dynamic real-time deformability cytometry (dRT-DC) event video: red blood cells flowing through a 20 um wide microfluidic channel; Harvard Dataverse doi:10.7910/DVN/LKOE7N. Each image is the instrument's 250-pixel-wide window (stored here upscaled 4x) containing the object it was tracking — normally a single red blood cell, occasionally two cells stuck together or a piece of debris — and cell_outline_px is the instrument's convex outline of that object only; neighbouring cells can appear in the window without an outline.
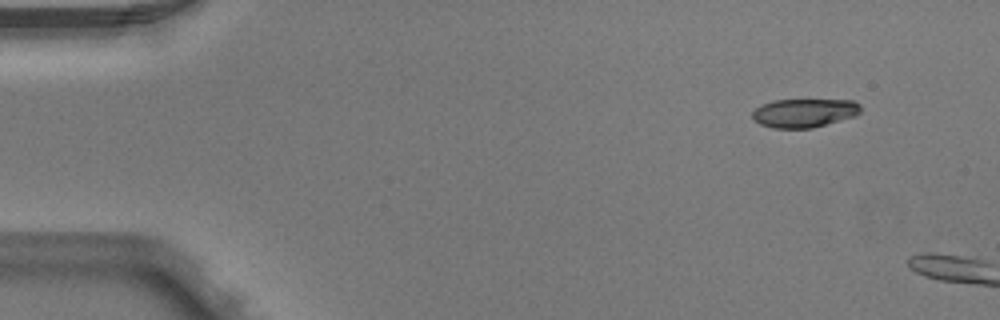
{"species": "Egyptian fruit bat (a non-hibernating species)", "species_latin": "Rousettus aegyptiacus", "temperature_condition": "warm", "stored_images_in_passage": 2, "camera_frame_rate_fps": 3000, "um_per_image_px": 0.085, "animal": {"sex": "male"}, "frame": {"image": 1, "passage_image": 1, "time_ms": 0.0, "image_size_px": [1000, 320], "cell_outline_px": [[860, 112], [856, 116], [812, 128], [772, 128], [760, 124], [752, 120], [752, 112], [760, 104], [772, 100], [852, 100], [860, 104]], "centroid_in_image_um": [68.33, 9.6], "position_along_channel_um": 16.7, "area_um2": 18.26}}